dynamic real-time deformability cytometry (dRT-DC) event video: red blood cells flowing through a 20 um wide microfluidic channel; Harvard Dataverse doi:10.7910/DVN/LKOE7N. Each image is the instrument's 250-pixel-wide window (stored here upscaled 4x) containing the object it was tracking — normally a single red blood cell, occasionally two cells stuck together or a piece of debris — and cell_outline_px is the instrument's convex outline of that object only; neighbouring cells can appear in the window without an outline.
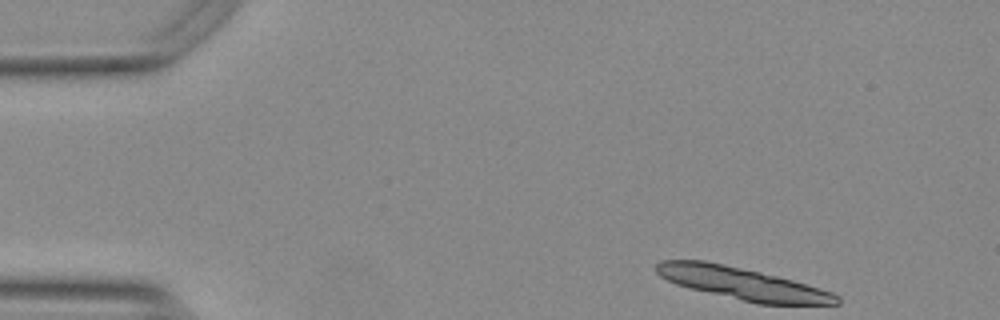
{"species": "Egyptian fruit bat (a non-hibernating species)", "species_latin": "Rousettus aegyptiacus", "temperature_condition": "warm", "stored_images_in_passage": 10, "camera_frame_rate_fps": 3000, "um_per_image_px": 0.085, "animal": {"sex": "female"}, "frame": {"image": 1, "passage_image": 1, "time_ms": 0.0, "image_size_px": [1000, 320], "cell_outline_px": [[840, 304], [756, 304], [676, 284], [660, 276], [656, 272], [656, 264], [660, 260], [704, 260], [724, 264], [760, 272], [792, 280], [820, 288], [832, 292], [840, 296]], "centroid_in_image_um": [63.11, 24.09], "position_along_channel_um": 21.9, "area_um2": 33.52}}